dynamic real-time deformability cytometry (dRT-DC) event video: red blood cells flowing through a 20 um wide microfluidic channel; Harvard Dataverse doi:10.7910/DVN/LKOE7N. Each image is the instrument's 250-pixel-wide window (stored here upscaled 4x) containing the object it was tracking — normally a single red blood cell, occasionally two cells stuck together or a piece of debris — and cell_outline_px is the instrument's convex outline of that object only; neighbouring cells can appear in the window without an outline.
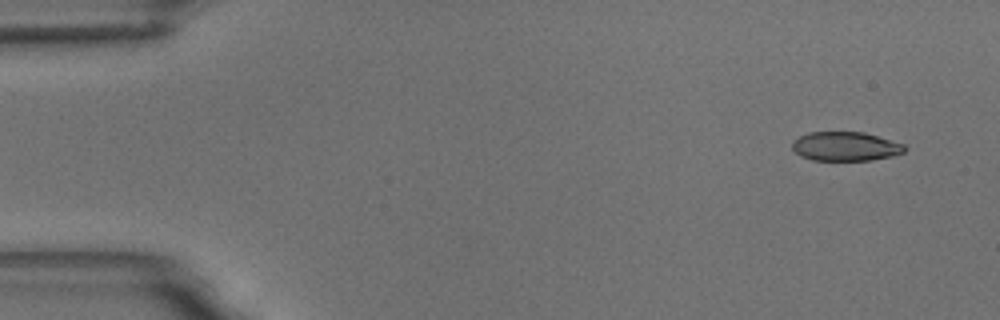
{"species": "common noctule bat (a hibernating species)", "species_latin": "Nyctalus noctula", "temperature_condition": "room temperature", "stored_images_in_passage": 5, "camera_frame_rate_fps": 3000, "um_per_image_px": 0.085, "animal": {"sex": "male", "body_mass_g": 18.8}, "frame": {"image": 1, "passage_image": 1, "time_ms": 0.0, "image_size_px": [1000, 320], "cell_outline_px": [[904, 152], [892, 156], [872, 160], [812, 160], [800, 156], [792, 148], [792, 140], [808, 132], [864, 132], [904, 144]], "centroid_in_image_um": [71.83, 12.44], "position_along_channel_um": 13.2, "area_um2": 19.02}}
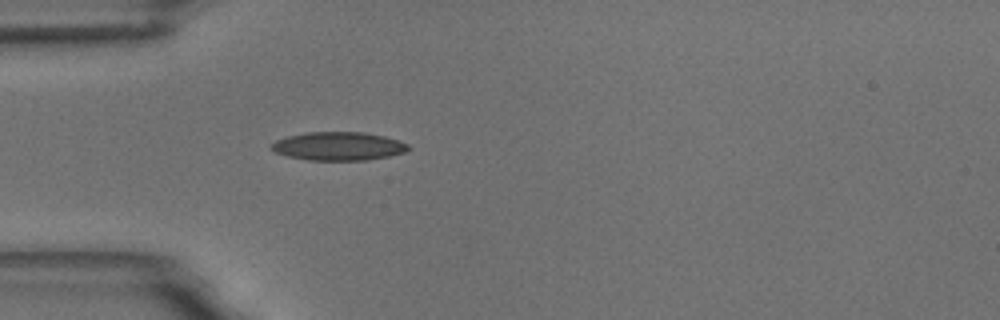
{"frame": {"image": 2, "passage_image": 5, "time_ms": 4.333, "image_size_px": [1000, 320], "cell_outline_px": [[412, 148], [404, 152], [388, 156], [368, 160], [308, 160], [288, 156], [276, 152], [272, 148], [272, 144], [276, 140], [288, 136], [308, 132], [364, 132], [384, 136], [400, 140], [408, 144]], "centroid_in_image_um": [28.82, 12.42], "position_along_channel_um": 56.2, "area_um2": 22.6}}